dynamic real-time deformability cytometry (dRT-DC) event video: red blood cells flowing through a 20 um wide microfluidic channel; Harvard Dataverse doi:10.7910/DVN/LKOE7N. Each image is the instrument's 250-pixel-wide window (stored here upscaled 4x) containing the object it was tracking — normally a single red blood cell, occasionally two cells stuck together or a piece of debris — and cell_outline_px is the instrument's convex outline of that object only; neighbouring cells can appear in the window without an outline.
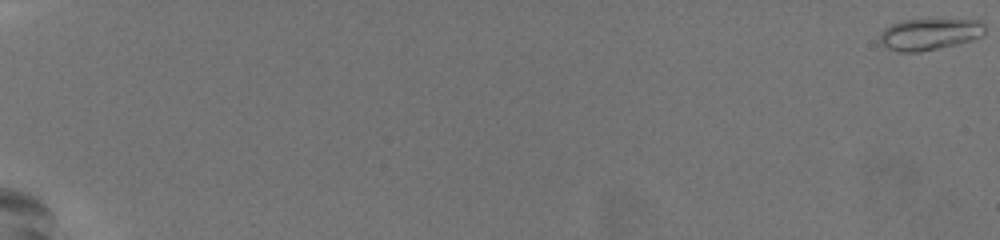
{"species": "common noctule bat (a hibernating species)", "species_latin": "Nyctalus noctula", "temperature_condition": "warm", "stored_images_in_passage": 60, "camera_frame_rate_fps": 3000, "um_per_image_px": 0.085, "animal": {"sex": "female", "body_mass_g": 19.5, "forearm_length_mm": 54.1}, "frame": {"image": 1, "passage_image": 1, "time_ms": 0.0, "image_size_px": [1000, 240], "cell_outline_px": [[984, 32], [980, 36], [972, 40], [956, 44], [916, 52], [896, 52], [884, 48], [876, 40], [880, 32], [884, 28], [892, 24], [904, 20], [984, 20]], "centroid_in_image_um": [78.92, 2.92], "position_along_channel_um": 6.1, "area_um2": 19.42}}
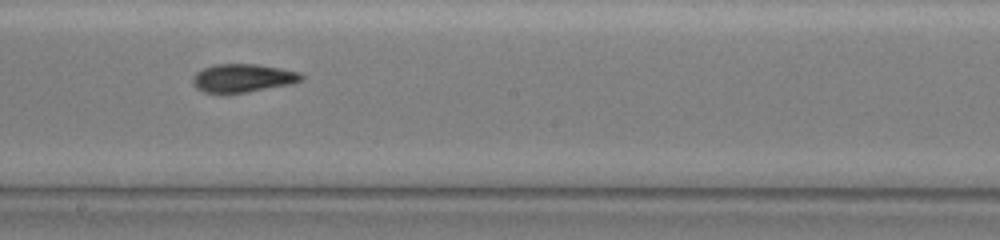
{"frame": {"image": 2, "passage_image": 38, "time_ms": 12.333, "image_size_px": [1000, 240], "cell_outline_px": [[304, 80], [288, 84], [244, 92], [204, 92], [196, 88], [192, 84], [192, 76], [196, 72], [204, 68], [216, 64], [256, 64], [280, 68], [300, 72], [304, 76]], "centroid_in_image_um": [20.62, 6.61], "position_along_channel_um": 227.6, "area_um2": 17.63}}
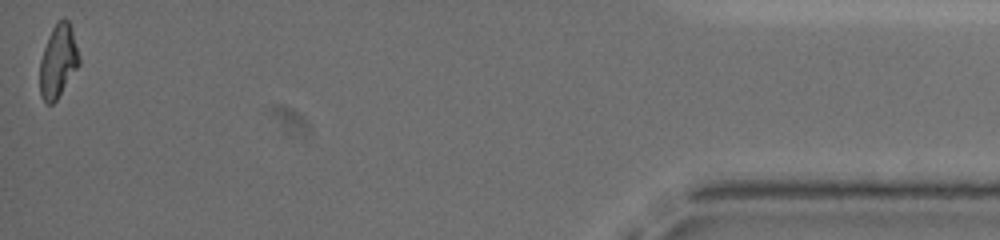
{"frame": {"image": 3, "passage_image": 60, "time_ms": 19.667, "image_size_px": [1000, 240], "cell_outline_px": [[80, 64], [56, 100], [52, 104], [44, 104], [40, 96], [40, 60], [48, 36], [52, 28], [60, 20], [68, 20], [80, 56]], "centroid_in_image_um": [4.93, 5.25], "position_along_channel_um": 430.3, "area_um2": 16.53}, "authors_computed_cell_mechanics": {"area_um2": 17.3978, "velocity_mm_per_s": 3.793, "shape_relaxation_time_tau1_ms": null, "shape_relaxation_time_tau2_ms": 3.3133, "deformation_change_tau1": null, "deformation_change_tau2": 0.0931}}